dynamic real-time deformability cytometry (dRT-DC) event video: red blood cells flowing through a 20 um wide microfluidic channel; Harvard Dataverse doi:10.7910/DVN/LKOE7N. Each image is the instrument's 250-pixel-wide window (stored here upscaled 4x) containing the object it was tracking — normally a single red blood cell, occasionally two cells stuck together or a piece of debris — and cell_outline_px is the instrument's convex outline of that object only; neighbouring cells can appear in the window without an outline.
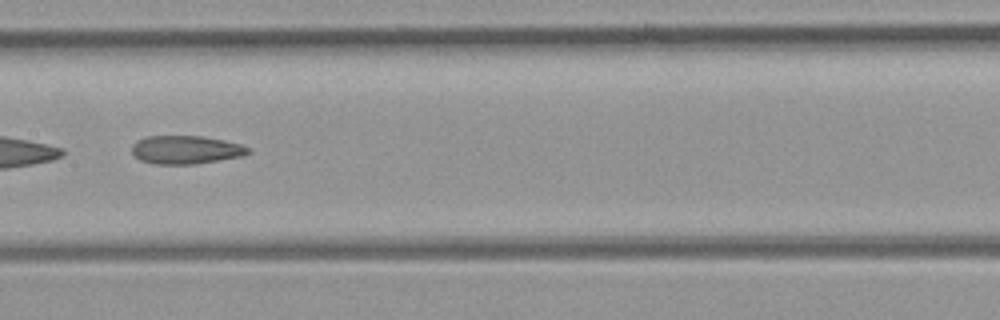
{"species": "common noctule bat (a hibernating species)", "species_latin": "Nyctalus noctula", "temperature_condition": "room temperature", "stored_images_in_passage": 33, "camera_frame_rate_fps": 3000, "um_per_image_px": 0.085, "animal": {"sex": "female", "body_mass_g": 21.9}, "frame": {"image": 1, "passage_image": 19, "time_ms": 6.0, "image_size_px": [1000, 320], "cell_outline_px": [[252, 152], [244, 156], [192, 164], [156, 164], [140, 160], [132, 152], [132, 144], [136, 140], [148, 136], [204, 136], [224, 140], [240, 144], [248, 148]], "centroid_in_image_um": [15.8, 12.72], "position_along_channel_um": 191.6, "area_um2": 19.19}}
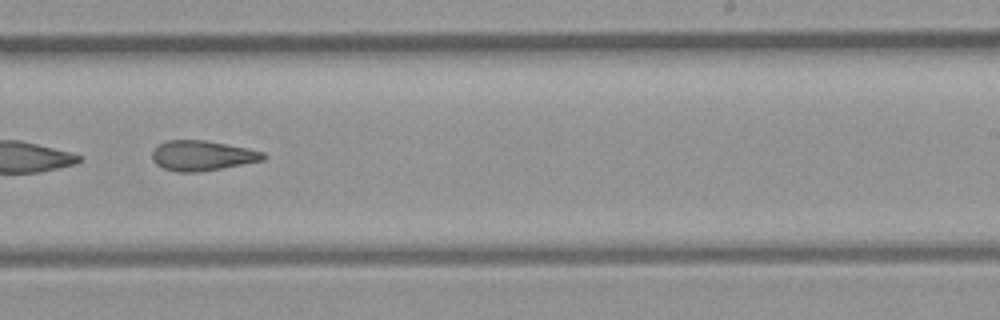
{"frame": {"image": 2, "passage_image": 24, "time_ms": 7.667, "image_size_px": [1000, 320], "cell_outline_px": [[268, 156], [264, 160], [200, 172], [176, 172], [164, 168], [156, 164], [152, 160], [152, 152], [160, 144], [168, 140], [204, 140], [228, 144], [248, 148], [264, 152]], "centroid_in_image_um": [17.21, 13.23], "position_along_channel_um": 271.8, "area_um2": 19.48}}